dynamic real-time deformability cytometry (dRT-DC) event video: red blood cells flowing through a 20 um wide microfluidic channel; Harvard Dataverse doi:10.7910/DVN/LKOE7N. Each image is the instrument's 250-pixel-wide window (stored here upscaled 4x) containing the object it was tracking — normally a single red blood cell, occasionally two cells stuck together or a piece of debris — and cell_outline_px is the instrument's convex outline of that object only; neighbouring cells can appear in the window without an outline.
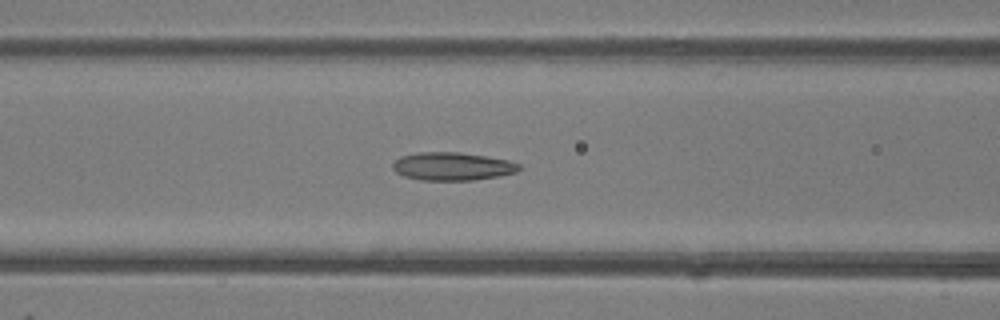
{"species": "common noctule bat (a hibernating species)", "species_latin": "Nyctalus noctula", "temperature_condition": "room temperature", "stored_images_in_passage": 49, "camera_frame_rate_fps": 3000, "um_per_image_px": 0.085, "animal": {"sex": "female"}, "frame": {"image": 1, "passage_image": 20, "time_ms": 6.333, "image_size_px": [1000, 320], "cell_outline_px": [[520, 168], [516, 172], [500, 176], [472, 180], [420, 180], [404, 176], [396, 172], [392, 168], [392, 164], [400, 156], [420, 152], [460, 152], [508, 160], [520, 164]], "centroid_in_image_um": [38.44, 14.14], "position_along_channel_um": 128.2, "area_um2": 20.63}}
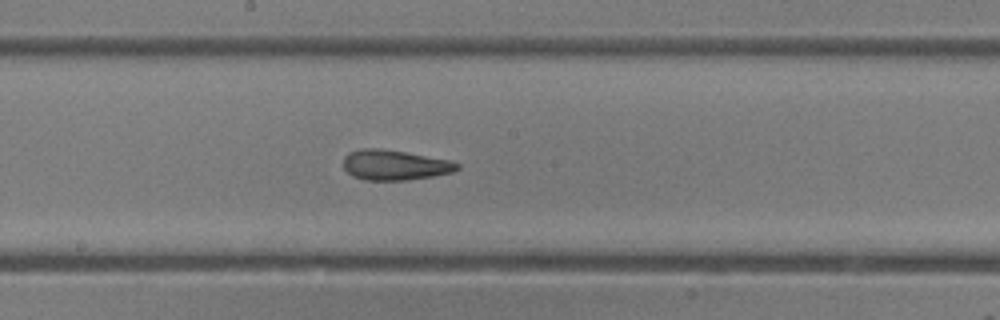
{"frame": {"image": 2, "passage_image": 26, "time_ms": 8.333, "image_size_px": [1000, 320], "cell_outline_px": [[460, 168], [452, 172], [432, 176], [408, 180], [364, 180], [352, 176], [344, 168], [344, 156], [348, 152], [360, 148], [380, 148], [452, 160], [460, 164]], "centroid_in_image_um": [33.54, 14.02], "position_along_channel_um": 214.7, "area_um2": 20.11}}
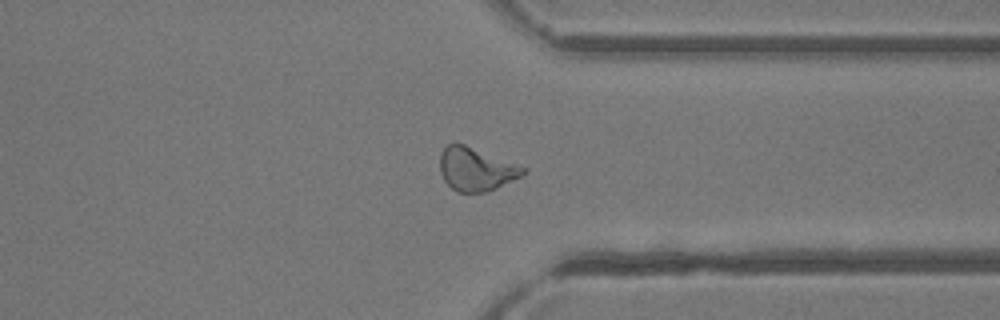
{"frame": {"image": 3, "passage_image": 37, "time_ms": 12.0, "image_size_px": [1000, 320], "cell_outline_px": [[524, 172], [520, 176], [496, 188], [484, 192], [456, 192], [444, 180], [440, 172], [440, 152], [448, 144], [464, 144], [524, 168]], "centroid_in_image_um": [40.38, 14.39], "position_along_channel_um": 371.0, "area_um2": 20.29}, "authors_computed_cell_mechanics": {"area_um2": 21.3282, "velocity_mm_per_s": 4.3252, "shape_relaxation_time_tau1_ms": 3.501, "shape_relaxation_time_tau2_ms": 1.5815, "deformation_change_tau1": 0.1454, "deformation_change_tau2": 0.1073}}